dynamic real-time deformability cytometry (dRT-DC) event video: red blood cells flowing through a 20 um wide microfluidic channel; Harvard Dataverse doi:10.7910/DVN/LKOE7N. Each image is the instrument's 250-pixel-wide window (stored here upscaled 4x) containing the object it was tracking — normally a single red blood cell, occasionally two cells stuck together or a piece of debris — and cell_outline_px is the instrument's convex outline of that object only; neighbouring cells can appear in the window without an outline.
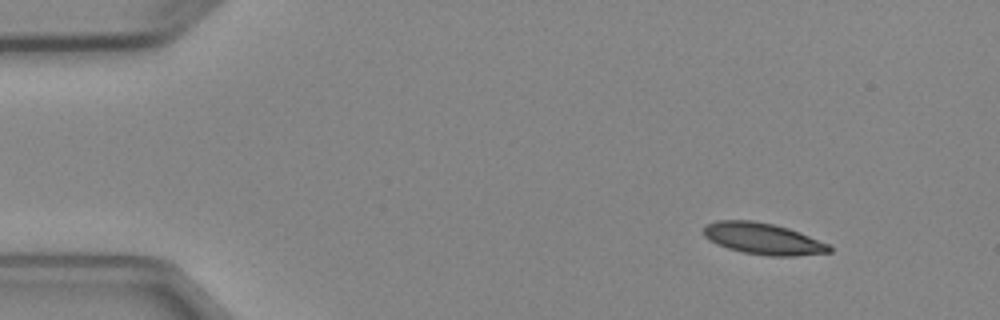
{"species": "Egyptian fruit bat (a non-hibernating species)", "species_latin": "Rousettus aegyptiacus", "temperature_condition": "cold", "stored_images_in_passage": 4, "camera_frame_rate_fps": 3000, "um_per_image_px": 0.085, "animal": {"sex": "female"}, "frame": {"image": 1, "passage_image": 1, "time_ms": 0.0, "image_size_px": [1000, 320], "cell_outline_px": [[832, 252], [796, 256], [768, 256], [744, 252], [728, 248], [716, 244], [704, 236], [704, 228], [708, 224], [716, 220], [752, 220], [772, 224], [788, 228], [832, 244]], "centroid_in_image_um": [64.91, 20.29], "position_along_channel_um": 20.1, "area_um2": 23.12}}
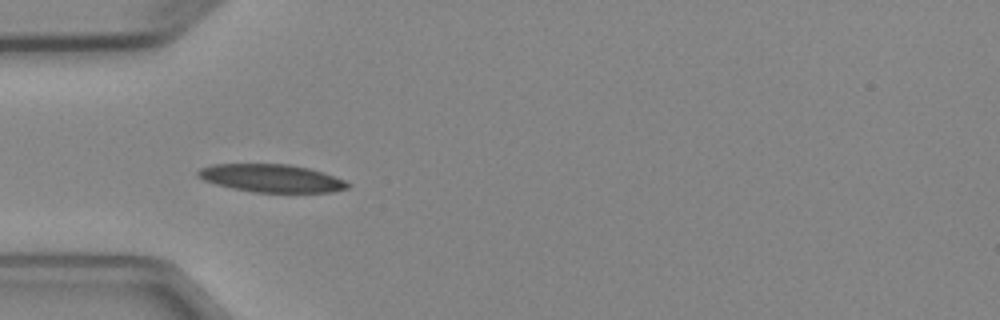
{"frame": {"image": 2, "passage_image": 3, "time_ms": 3.333, "image_size_px": [1000, 320], "cell_outline_px": [[352, 184], [348, 188], [332, 192], [252, 192], [232, 188], [216, 184], [204, 180], [196, 176], [196, 172], [200, 168], [212, 164], [288, 164], [308, 168], [344, 180]], "centroid_in_image_um": [23.04, 15.15], "position_along_channel_um": 62.0, "area_um2": 24.22}}